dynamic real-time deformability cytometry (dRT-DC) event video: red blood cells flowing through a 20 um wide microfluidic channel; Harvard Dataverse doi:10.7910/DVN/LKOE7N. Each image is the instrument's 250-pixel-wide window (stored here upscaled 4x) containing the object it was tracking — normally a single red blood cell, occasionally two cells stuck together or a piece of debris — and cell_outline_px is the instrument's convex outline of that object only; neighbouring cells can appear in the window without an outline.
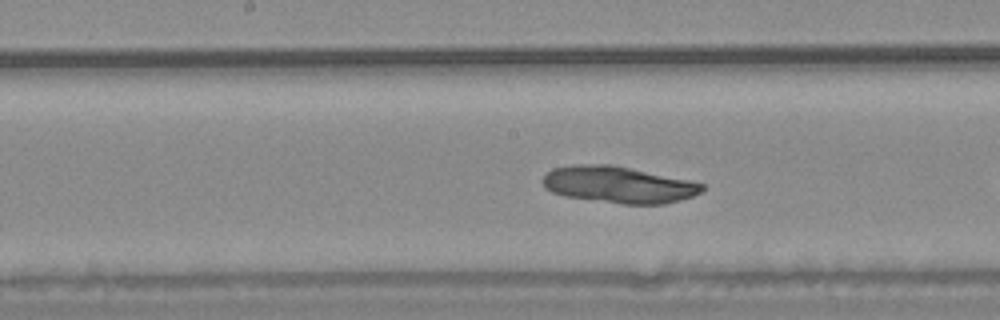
{"species": "common noctule bat (a hibernating species)", "species_latin": "Nyctalus noctula", "temperature_condition": "warm", "stored_images_in_passage": 27, "camera_frame_rate_fps": 3000, "um_per_image_px": 0.085, "animal": {"sex": "male", "body_mass_g": 20.4}, "frame": {"image": 1, "passage_image": 12, "time_ms": 3.667, "image_size_px": [1000, 320], "cell_outline_px": [[704, 188], [700, 192], [692, 196], [680, 200], [664, 204], [624, 204], [564, 196], [552, 192], [544, 188], [544, 176], [552, 168], [572, 164], [612, 164], [692, 180], [704, 184]], "centroid_in_image_um": [52.59, 15.68], "position_along_channel_um": 195.6, "area_um2": 34.16}}